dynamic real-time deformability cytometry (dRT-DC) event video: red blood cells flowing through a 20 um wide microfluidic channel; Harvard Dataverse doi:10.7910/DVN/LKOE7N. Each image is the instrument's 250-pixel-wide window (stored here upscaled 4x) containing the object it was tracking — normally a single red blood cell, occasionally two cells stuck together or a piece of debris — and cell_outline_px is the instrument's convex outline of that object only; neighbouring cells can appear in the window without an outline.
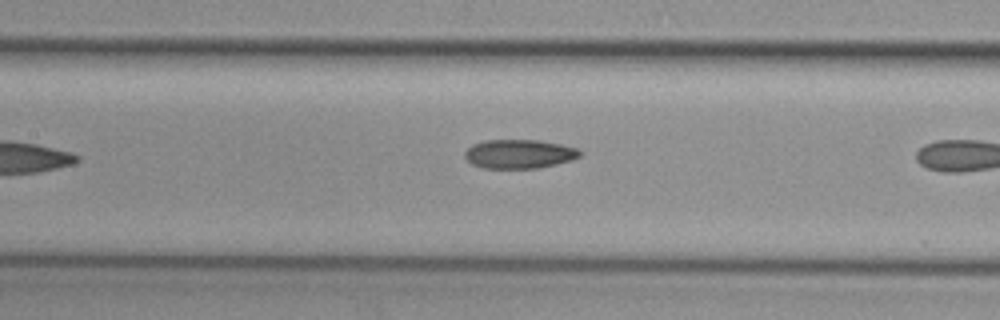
{"species": "common noctule bat (a hibernating species)", "species_latin": "Nyctalus noctula", "temperature_condition": "cold", "stored_images_in_passage": 8, "camera_frame_rate_fps": 3000, "um_per_image_px": 0.085, "animal": {"sex": "female", "body_mass_g": 29.2, "forearm_length_mm": 56.3}, "frame": {"image": 1, "passage_image": 8, "time_ms": 2.333, "image_size_px": [1000, 320], "cell_outline_px": [[580, 156], [572, 160], [556, 164], [536, 168], [484, 168], [472, 164], [464, 156], [464, 152], [472, 144], [484, 140], [540, 140], [560, 144], [576, 148], [580, 152]], "centroid_in_image_um": [44.11, 13.08], "position_along_channel_um": 163.3, "area_um2": 19.36}}